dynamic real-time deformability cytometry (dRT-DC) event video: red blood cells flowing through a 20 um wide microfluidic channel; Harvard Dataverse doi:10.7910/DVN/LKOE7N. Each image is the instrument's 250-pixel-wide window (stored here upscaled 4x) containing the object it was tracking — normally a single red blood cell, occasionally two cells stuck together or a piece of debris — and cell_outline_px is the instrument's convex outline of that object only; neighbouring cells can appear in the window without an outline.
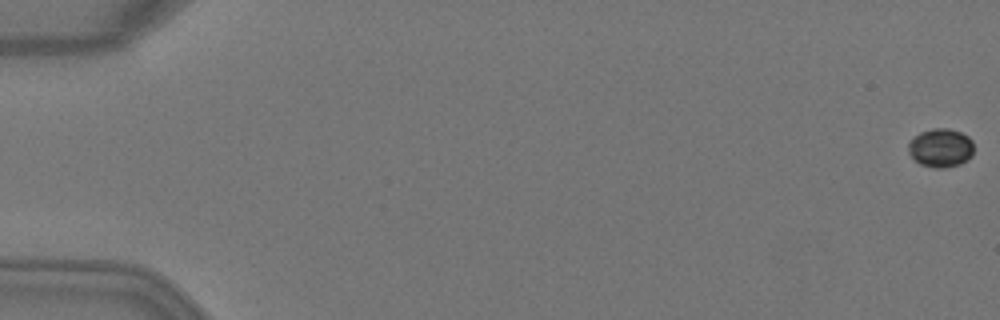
{"species": "Egyptian fruit bat (a non-hibernating species)", "species_latin": "Rousettus aegyptiacus", "temperature_condition": "warm", "stored_images_in_passage": 6, "camera_frame_rate_fps": 3000, "um_per_image_px": 0.085, "animal": {"sex": "female"}, "frame": {"image": 1, "passage_image": 1, "time_ms": 0.0, "image_size_px": [1000, 320], "cell_outline_px": [[972, 156], [968, 160], [960, 164], [944, 168], [936, 168], [920, 164], [908, 152], [908, 144], [920, 132], [932, 128], [948, 128], [960, 132], [968, 136], [972, 140]], "centroid_in_image_um": [79.97, 12.57], "position_along_channel_um": 5.0, "area_um2": 14.68}}
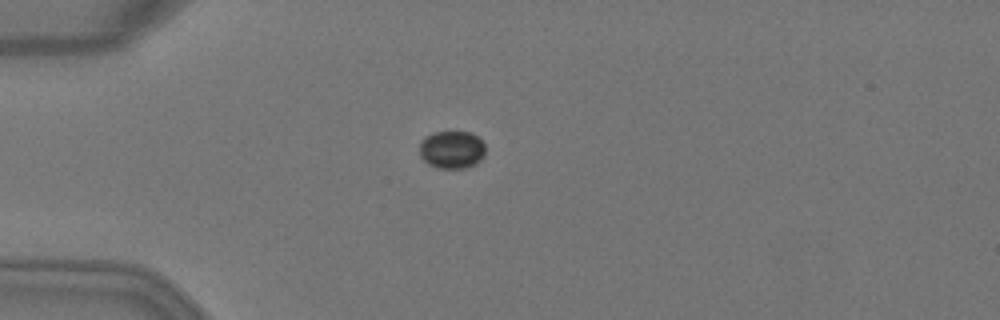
{"frame": {"image": 2, "passage_image": 5, "time_ms": 1.333, "image_size_px": [1000, 320], "cell_outline_px": [[484, 156], [476, 164], [464, 168], [440, 168], [428, 164], [420, 156], [420, 140], [436, 132], [472, 132], [484, 144]], "centroid_in_image_um": [38.41, 12.73], "position_along_channel_um": 46.6, "area_um2": 14.39}}
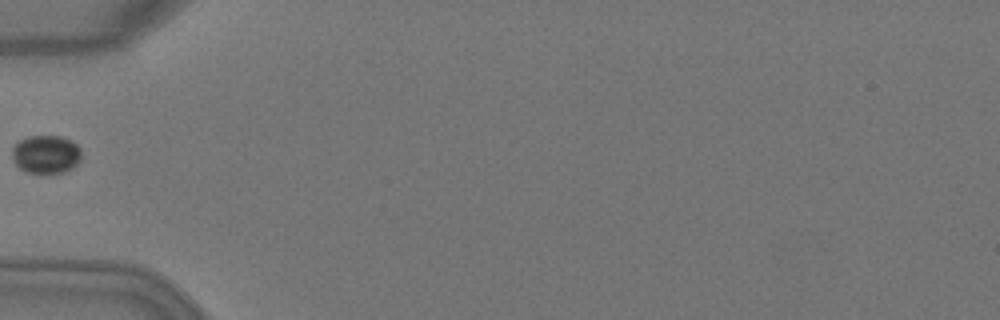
{"frame": {"image": 3, "passage_image": 6, "time_ms": 1.667, "image_size_px": [1000, 320], "cell_outline_px": [[80, 160], [72, 168], [64, 172], [28, 172], [20, 168], [12, 160], [12, 148], [20, 140], [28, 136], [60, 136], [76, 144], [80, 148]], "centroid_in_image_um": [3.89, 13.1], "position_along_channel_um": 81.1, "area_um2": 15.2}}